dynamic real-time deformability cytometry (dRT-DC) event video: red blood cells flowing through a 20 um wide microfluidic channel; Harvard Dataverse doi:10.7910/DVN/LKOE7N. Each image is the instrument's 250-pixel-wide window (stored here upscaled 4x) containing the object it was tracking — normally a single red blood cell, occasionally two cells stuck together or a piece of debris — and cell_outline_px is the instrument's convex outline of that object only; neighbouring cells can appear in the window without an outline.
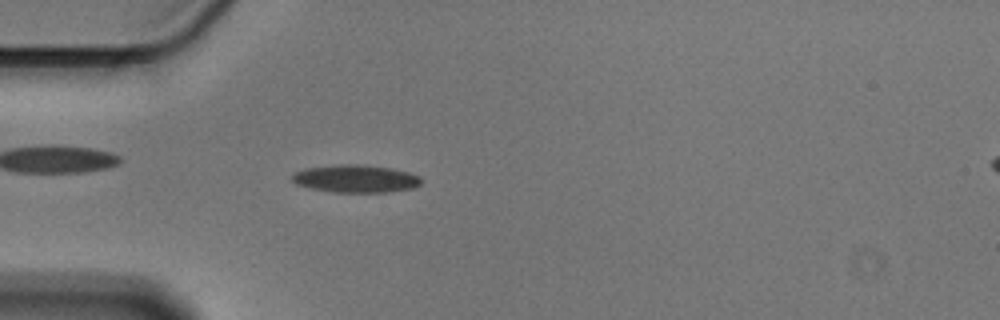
{"species": "Egyptian fruit bat (a non-hibernating species)", "species_latin": "Rousettus aegyptiacus", "temperature_condition": "cold", "stored_images_in_passage": 49, "camera_frame_rate_fps": 3000, "um_per_image_px": 0.085, "animal": {"sex": "male"}, "frame": {"image": 1, "passage_image": 9, "time_ms": 2.667, "image_size_px": [1000, 320], "cell_outline_px": [[420, 184], [412, 188], [388, 192], [332, 192], [308, 188], [296, 184], [288, 176], [292, 172], [304, 168], [340, 164], [356, 164], [388, 168], [408, 172], [420, 176]], "centroid_in_image_um": [30.13, 15.19], "position_along_channel_um": 54.9, "area_um2": 20.92}}
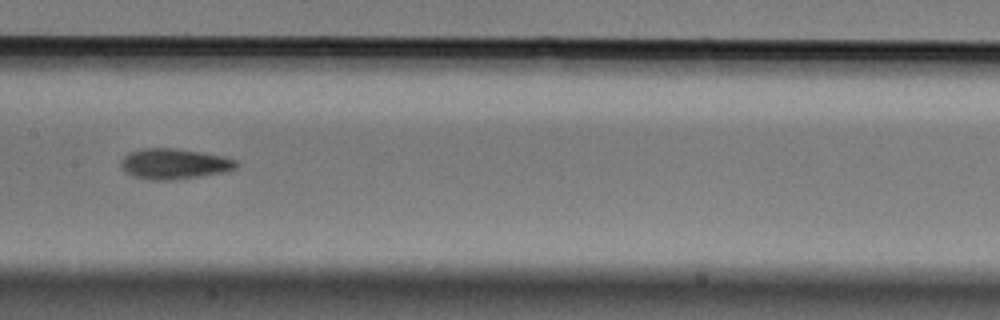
{"frame": {"image": 2, "passage_image": 21, "time_ms": 6.667, "image_size_px": [1000, 320], "cell_outline_px": [[240, 164], [236, 168], [228, 172], [176, 180], [152, 180], [132, 176], [124, 172], [120, 168], [120, 160], [128, 152], [144, 148], [176, 148], [200, 152], [220, 156], [236, 160]], "centroid_in_image_um": [14.78, 13.94], "position_along_channel_um": 192.6, "area_um2": 20.87}}
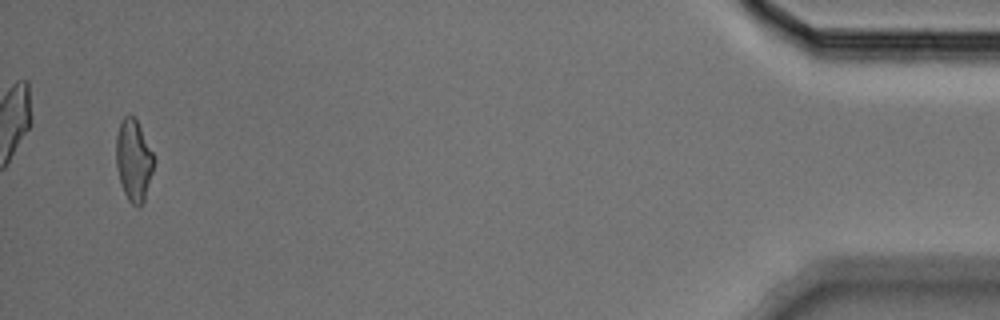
{"frame": {"image": 3, "passage_image": 47, "time_ms": 15.333, "image_size_px": [1000, 320], "cell_outline_px": [[156, 160], [144, 200], [140, 208], [136, 208], [128, 200], [124, 192], [120, 180], [116, 164], [116, 136], [120, 120], [128, 112], [136, 116]], "centroid_in_image_um": [11.37, 13.57], "position_along_channel_um": 423.8, "area_um2": 18.38}, "authors_computed_cell_mechanics": {"area_um2": 19.1318, "velocity_mm_per_s": 3.5903, "shape_relaxation_time_tau1_ms": 5.4077, "shape_relaxation_time_tau2_ms": 3.793, "deformation_change_tau1": 0.1626, "deformation_change_tau2": 0.1017}}